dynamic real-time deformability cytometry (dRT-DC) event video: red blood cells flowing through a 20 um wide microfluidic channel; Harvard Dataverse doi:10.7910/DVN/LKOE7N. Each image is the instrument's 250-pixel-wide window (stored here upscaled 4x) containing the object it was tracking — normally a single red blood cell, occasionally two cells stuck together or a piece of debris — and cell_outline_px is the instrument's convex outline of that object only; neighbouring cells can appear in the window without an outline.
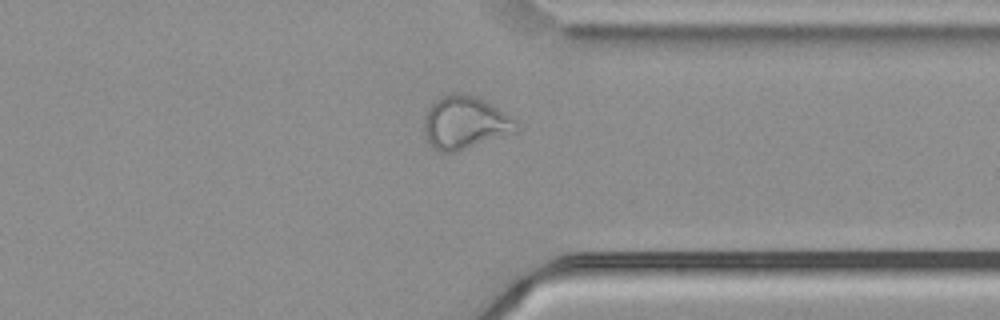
{"species": "common noctule bat (a hibernating species)", "species_latin": "Nyctalus noctula", "temperature_condition": "cold", "stored_images_in_passage": 42, "camera_frame_rate_fps": 3000, "um_per_image_px": 0.085, "animal": {"sex": "male", "body_mass_g": 21.5, "forearm_length_mm": 52.0}, "frame": {"image": 1, "passage_image": 30, "time_ms": 9.667, "image_size_px": [1000, 320], "cell_outline_px": [[520, 132], [452, 152], [436, 152], [428, 144], [424, 132], [424, 116], [428, 108], [440, 96], [448, 92], [456, 92], [476, 96], [516, 116], [520, 124]], "centroid_in_image_um": [39.58, 10.41], "position_along_channel_um": 371.8, "area_um2": 29.36}}
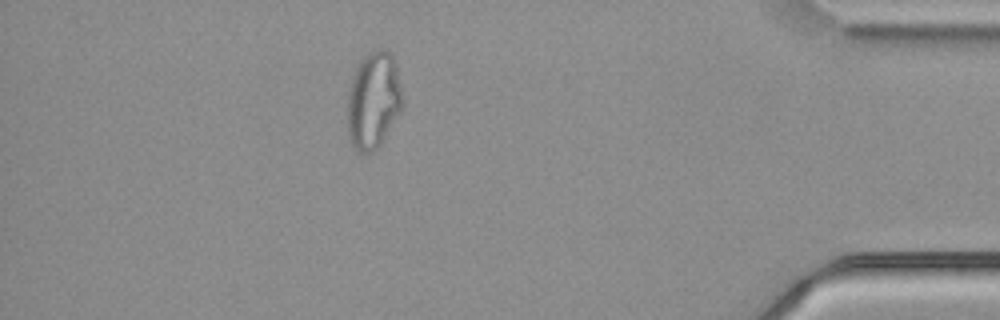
{"frame": {"image": 2, "passage_image": 36, "time_ms": 11.667, "image_size_px": [1000, 320], "cell_outline_px": [[404, 104], [400, 112], [380, 144], [372, 152], [364, 156], [360, 156], [352, 148], [348, 140], [348, 88], [352, 76], [360, 60], [368, 52], [376, 48], [384, 48], [392, 52], [396, 64], [404, 100]], "centroid_in_image_um": [31.73, 8.54], "position_along_channel_um": 403.5, "area_um2": 32.02}, "authors_computed_cell_mechanics": {"area_um2": 28.9578, "velocity_mm_per_s": 3.739, "shape_relaxation_time_tau1_ms": null, "shape_relaxation_time_tau2_ms": 1.7207, "deformation_change_tau1": null, "deformation_change_tau2": 0.0908}}